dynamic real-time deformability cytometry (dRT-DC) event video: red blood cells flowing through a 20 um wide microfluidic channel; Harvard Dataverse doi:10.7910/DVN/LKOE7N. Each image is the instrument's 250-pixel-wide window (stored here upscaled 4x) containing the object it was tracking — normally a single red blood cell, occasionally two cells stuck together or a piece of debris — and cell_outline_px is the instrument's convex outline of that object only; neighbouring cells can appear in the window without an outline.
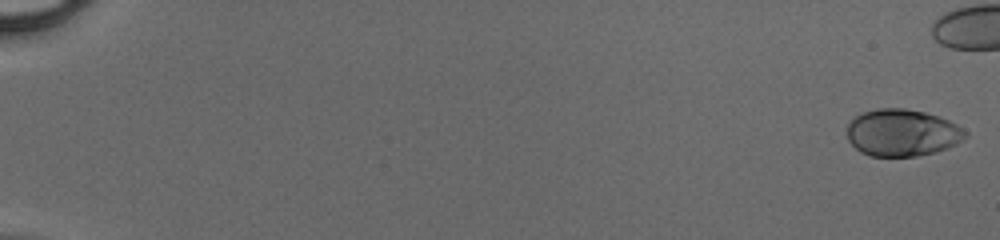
{"species": "human", "species_latin": "Homo sapiens", "temperature_condition": "cold", "stored_images_in_passage": 45, "camera_frame_rate_fps": 3000, "um_per_image_px": 0.085, "donor": {"sex": "male"}, "frame": {"image": 1, "passage_image": 1, "time_ms": 0.0, "image_size_px": [1000, 240], "cell_outline_px": [[968, 136], [956, 144], [948, 148], [936, 152], [916, 156], [868, 156], [860, 152], [848, 140], [848, 124], [860, 112], [876, 108], [904, 108], [924, 112], [940, 116], [956, 124], [968, 132]], "centroid_in_image_um": [76.7, 11.28], "position_along_channel_um": 8.3, "area_um2": 32.66}}
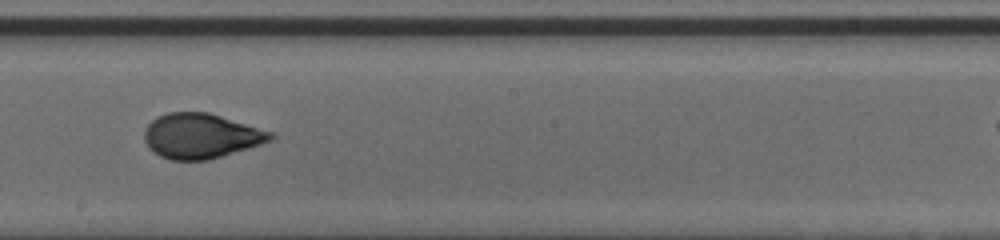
{"frame": {"image": 2, "passage_image": 31, "time_ms": 10.0, "image_size_px": [1000, 240], "cell_outline_px": [[276, 136], [272, 140], [248, 148], [208, 160], [172, 160], [160, 156], [148, 148], [144, 140], [144, 128], [156, 116], [168, 112], [208, 112], [276, 132]], "centroid_in_image_um": [17.09, 11.54], "position_along_channel_um": 231.1, "area_um2": 33.35}}
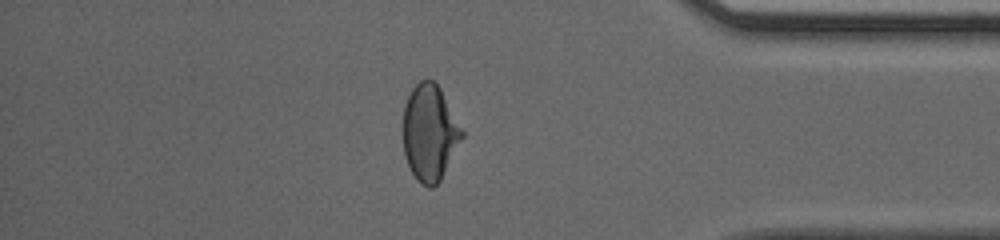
{"frame": {"image": 3, "passage_image": 44, "time_ms": 14.333, "image_size_px": [1000, 240], "cell_outline_px": [[464, 136], [440, 180], [432, 188], [428, 188], [420, 184], [416, 180], [404, 156], [404, 104], [412, 88], [420, 80], [432, 80], [440, 88], [464, 132]], "centroid_in_image_um": [36.52, 11.3], "position_along_channel_um": 398.7, "area_um2": 32.77}}